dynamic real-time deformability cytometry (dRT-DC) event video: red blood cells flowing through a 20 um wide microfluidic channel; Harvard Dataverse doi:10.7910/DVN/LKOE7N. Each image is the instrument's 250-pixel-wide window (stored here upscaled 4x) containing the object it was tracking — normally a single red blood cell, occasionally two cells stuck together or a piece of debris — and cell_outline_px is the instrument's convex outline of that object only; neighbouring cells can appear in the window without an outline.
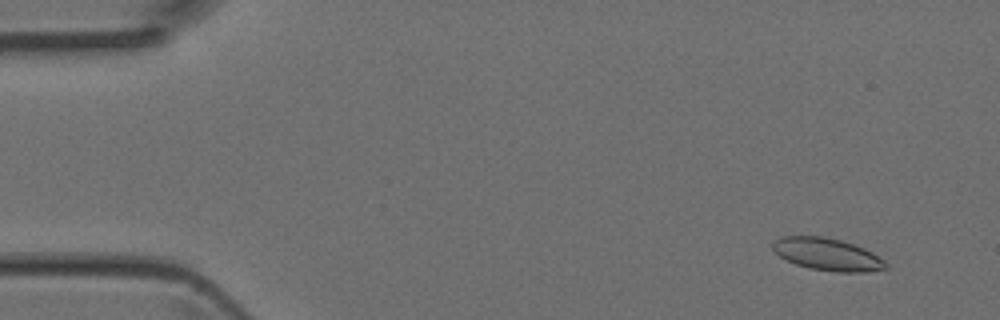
{"species": "Egyptian fruit bat (a non-hibernating species)", "species_latin": "Rousettus aegyptiacus", "temperature_condition": "room temperature", "stored_images_in_passage": 5, "camera_frame_rate_fps": 3000, "um_per_image_px": 0.085, "animal": {"sex": "female"}, "frame": {"image": 1, "passage_image": 2, "time_ms": 0.333, "image_size_px": [1000, 320], "cell_outline_px": [[888, 268], [868, 272], [836, 272], [808, 268], [796, 264], [780, 256], [772, 248], [772, 244], [780, 236], [824, 236], [840, 240], [864, 248], [872, 252], [884, 260], [888, 264]], "centroid_in_image_um": [70.35, 21.62], "position_along_channel_um": 14.7, "area_um2": 21.27}}